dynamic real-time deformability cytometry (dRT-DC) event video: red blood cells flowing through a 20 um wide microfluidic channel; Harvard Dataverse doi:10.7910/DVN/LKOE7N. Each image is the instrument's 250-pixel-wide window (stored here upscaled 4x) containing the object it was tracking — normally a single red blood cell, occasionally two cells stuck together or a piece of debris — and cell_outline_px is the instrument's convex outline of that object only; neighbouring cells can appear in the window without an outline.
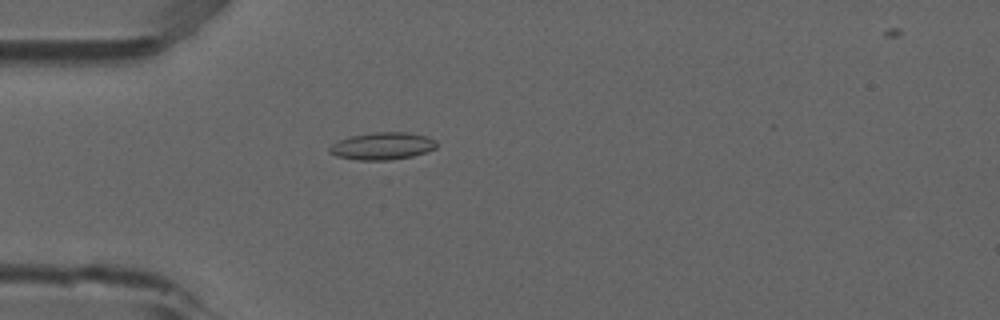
{"species": "common noctule bat (a hibernating species)", "species_latin": "Nyctalus noctula", "temperature_condition": "room temperature", "stored_images_in_passage": 5, "camera_frame_rate_fps": 3000, "um_per_image_px": 0.085, "animal": {"sex": "male", "forearm_length_mm": 52.5}, "frame": {"image": 1, "passage_image": 5, "time_ms": 1.333, "image_size_px": [1000, 320], "cell_outline_px": [[436, 148], [412, 156], [392, 160], [356, 160], [336, 156], [328, 152], [328, 148], [332, 144], [340, 140], [352, 136], [372, 132], [408, 132], [428, 136], [436, 140]], "centroid_in_image_um": [32.5, 12.41], "position_along_channel_um": 52.5, "area_um2": 17.11}}